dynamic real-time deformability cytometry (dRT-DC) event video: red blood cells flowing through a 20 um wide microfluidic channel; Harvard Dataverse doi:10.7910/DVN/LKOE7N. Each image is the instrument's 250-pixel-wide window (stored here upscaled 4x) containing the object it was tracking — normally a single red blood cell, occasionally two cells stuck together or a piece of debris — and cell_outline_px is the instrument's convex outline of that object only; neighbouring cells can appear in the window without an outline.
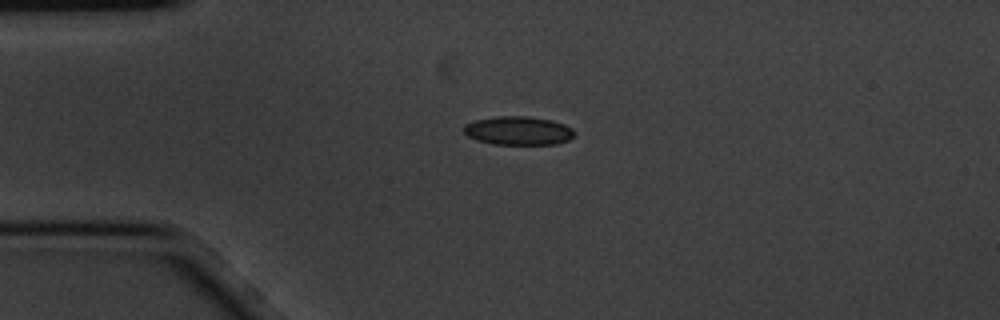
{"species": "common noctule bat (a hibernating species)", "species_latin": "Nyctalus noctula", "temperature_condition": "cold", "stored_images_in_passage": 4, "camera_frame_rate_fps": 3000, "um_per_image_px": 0.085, "animal": {"sex": "male", "body_mass_g": 20.1, "forearm_length_mm": 53.5}, "frame": {"image": 1, "passage_image": 3, "time_ms": 0.667, "image_size_px": [1000, 320], "cell_outline_px": [[576, 132], [568, 140], [556, 144], [492, 144], [476, 140], [468, 136], [464, 132], [464, 124], [476, 120], [496, 116], [528, 116], [552, 120], [564, 124], [572, 128]], "centroid_in_image_um": [44.05, 11.1], "position_along_channel_um": 40.9, "area_um2": 18.5}}
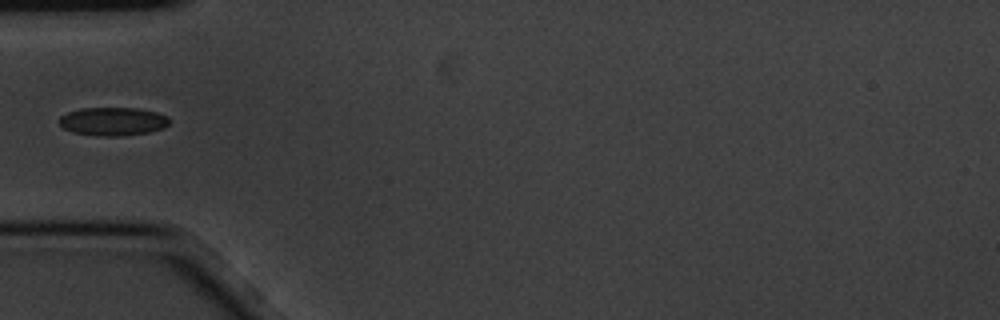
{"frame": {"image": 2, "passage_image": 4, "time_ms": 1.0, "image_size_px": [1000, 320], "cell_outline_px": [[172, 120], [164, 128], [148, 132], [120, 136], [96, 136], [72, 132], [64, 128], [56, 120], [60, 116], [68, 112], [80, 108], [140, 108], [156, 112], [168, 116]], "centroid_in_image_um": [9.59, 10.32], "position_along_channel_um": 75.4, "area_um2": 18.44}}